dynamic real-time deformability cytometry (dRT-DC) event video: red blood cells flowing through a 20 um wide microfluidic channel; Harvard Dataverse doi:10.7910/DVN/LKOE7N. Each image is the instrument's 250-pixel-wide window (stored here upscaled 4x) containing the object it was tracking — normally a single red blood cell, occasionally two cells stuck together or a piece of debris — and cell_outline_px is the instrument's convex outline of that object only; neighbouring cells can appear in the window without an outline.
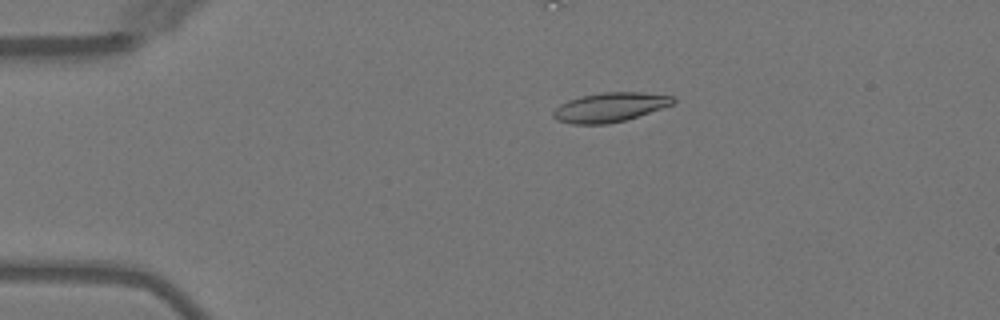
{"species": "Egyptian fruit bat (a non-hibernating species)", "species_latin": "Rousettus aegyptiacus", "temperature_condition": "warm", "stored_images_in_passage": 5, "camera_frame_rate_fps": 3000, "um_per_image_px": 0.085, "animal": {"sex": "female"}, "frame": {"image": 1, "passage_image": 2, "time_ms": 1.333, "image_size_px": [1000, 320], "cell_outline_px": [[676, 100], [672, 104], [624, 120], [608, 124], [572, 124], [556, 120], [552, 116], [552, 112], [560, 104], [568, 100], [584, 96], [604, 92], [640, 92], [672, 96]], "centroid_in_image_um": [51.78, 9.12], "position_along_channel_um": 33.2, "area_um2": 20.11}}
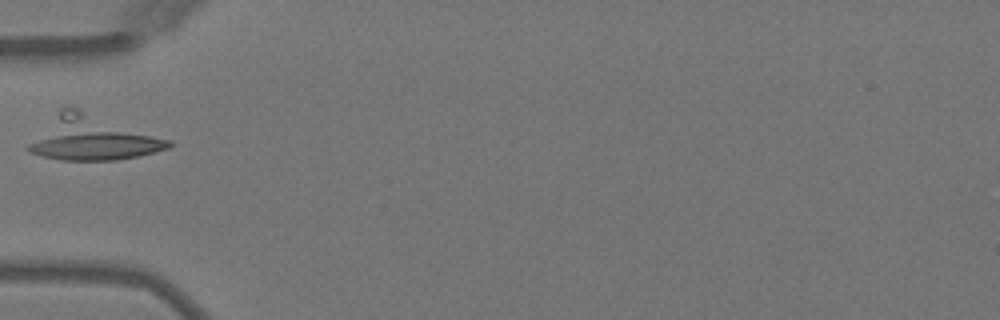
{"frame": {"image": 2, "passage_image": 4, "time_ms": 3.667, "image_size_px": [1000, 320], "cell_outline_px": [[172, 148], [136, 156], [116, 160], [60, 160], [28, 152], [24, 148], [60, 108], [76, 108], [172, 140]], "centroid_in_image_um": [7.85, 11.76], "position_along_channel_um": 77.1, "area_um2": 35.72}}
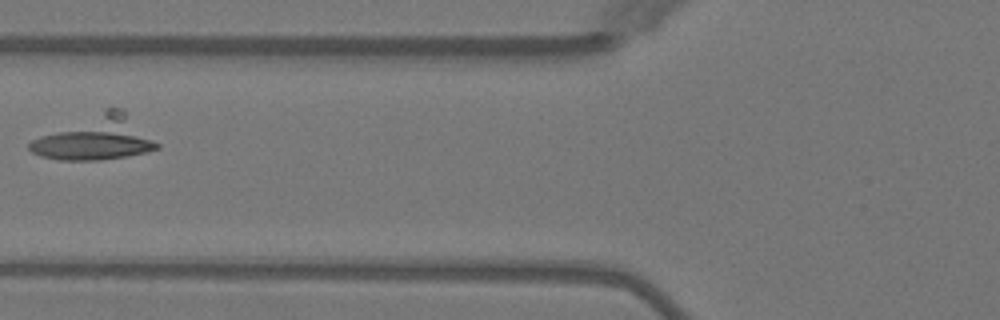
{"frame": {"image": 3, "passage_image": 5, "time_ms": 4.667, "image_size_px": [1000, 320], "cell_outline_px": [[160, 148], [128, 156], [100, 160], [60, 160], [40, 156], [32, 152], [28, 148], [28, 144], [32, 140], [40, 136], [104, 108], [120, 108], [160, 144]], "centroid_in_image_um": [8.11, 11.75], "position_along_channel_um": 117.7, "area_um2": 32.02}}